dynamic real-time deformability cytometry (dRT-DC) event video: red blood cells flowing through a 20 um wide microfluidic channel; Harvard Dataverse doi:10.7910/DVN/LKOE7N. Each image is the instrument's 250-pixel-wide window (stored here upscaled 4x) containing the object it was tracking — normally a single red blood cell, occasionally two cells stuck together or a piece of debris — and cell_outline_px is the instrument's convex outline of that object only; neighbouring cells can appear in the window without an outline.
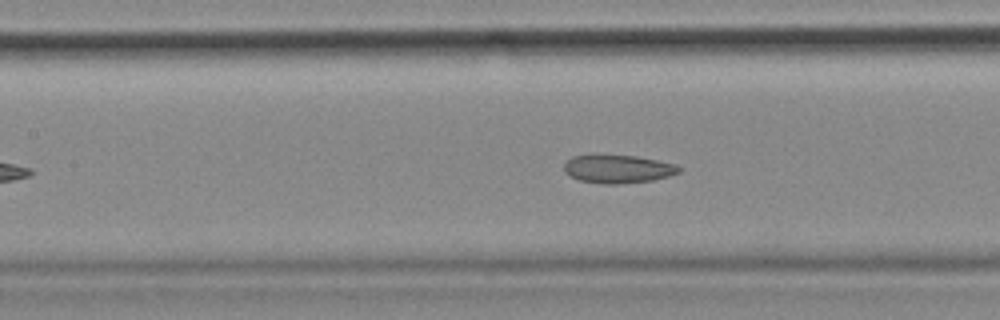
{"species": "common noctule bat (a hibernating species)", "species_latin": "Nyctalus noctula", "temperature_condition": "cold", "stored_images_in_passage": 41, "camera_frame_rate_fps": 3000, "um_per_image_px": 0.085, "animal": {"sex": "female", "body_mass_g": 18.4}, "frame": {"image": 1, "passage_image": 18, "time_ms": 5.667, "image_size_px": [1000, 320], "cell_outline_px": [[680, 172], [668, 176], [652, 180], [616, 184], [604, 184], [580, 180], [568, 176], [564, 172], [564, 164], [572, 156], [636, 156], [676, 164], [680, 168]], "centroid_in_image_um": [52.51, 14.38], "position_along_channel_um": 154.9, "area_um2": 18.55}, "authors_computed_cell_mechanics": {"area_um2": 19.1896, "velocity_mm_per_s": 3.5916, "shape_relaxation_time_tau1_ms": null, "shape_relaxation_time_tau2_ms": 3.2615, "deformation_change_tau1": null, "deformation_change_tau2": 0.1037}}